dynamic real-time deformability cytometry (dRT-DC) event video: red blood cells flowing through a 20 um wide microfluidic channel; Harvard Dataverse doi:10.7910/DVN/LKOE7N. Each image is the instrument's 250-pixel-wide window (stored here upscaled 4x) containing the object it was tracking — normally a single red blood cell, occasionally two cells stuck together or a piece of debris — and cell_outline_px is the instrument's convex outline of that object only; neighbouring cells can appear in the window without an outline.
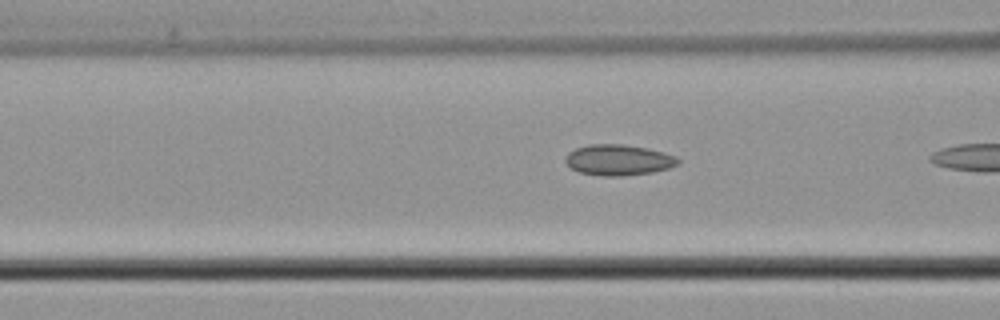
{"species": "common noctule bat (a hibernating species)", "species_latin": "Nyctalus noctula", "temperature_condition": "cold", "stored_images_in_passage": 6, "camera_frame_rate_fps": 3000, "um_per_image_px": 0.085, "animal": {"sex": "male", "body_mass_g": 21.5, "forearm_length_mm": 52.0}, "frame": {"image": 1, "passage_image": 5, "time_ms": 1.333, "image_size_px": [1000, 320], "cell_outline_px": [[680, 160], [676, 164], [668, 168], [652, 172], [620, 176], [604, 176], [580, 172], [572, 168], [564, 160], [568, 152], [576, 148], [588, 144], [624, 144], [648, 148], [664, 152], [676, 156]], "centroid_in_image_um": [52.56, 13.58], "position_along_channel_um": 114.0, "area_um2": 20.11}}